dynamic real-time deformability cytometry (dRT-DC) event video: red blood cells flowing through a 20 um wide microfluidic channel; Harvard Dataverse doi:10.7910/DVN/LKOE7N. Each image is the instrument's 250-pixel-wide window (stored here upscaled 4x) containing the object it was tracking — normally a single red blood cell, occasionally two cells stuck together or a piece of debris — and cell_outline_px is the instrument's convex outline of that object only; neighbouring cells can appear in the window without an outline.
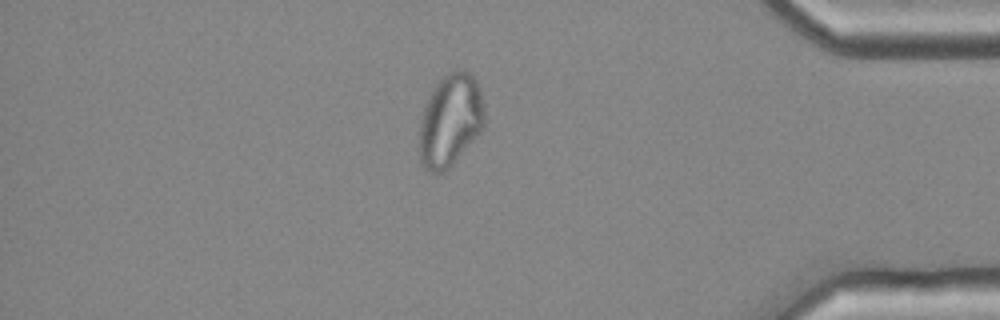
{"species": "common noctule bat (a hibernating species)", "species_latin": "Nyctalus noctula", "temperature_condition": "cold", "stored_images_in_passage": 13, "camera_frame_rate_fps": 3000, "um_per_image_px": 0.085, "animal": {"sex": "female", "body_mass_g": 25.1}, "frame": {"image": 1, "passage_image": 13, "time_ms": 4.0, "image_size_px": [1000, 320], "cell_outline_px": [[484, 128], [440, 172], [432, 172], [424, 168], [420, 164], [420, 124], [424, 108], [436, 84], [448, 72], [460, 68], [464, 68], [476, 80], [480, 88], [484, 104]], "centroid_in_image_um": [38.29, 10.15], "position_along_channel_um": 396.9, "area_um2": 34.16}}